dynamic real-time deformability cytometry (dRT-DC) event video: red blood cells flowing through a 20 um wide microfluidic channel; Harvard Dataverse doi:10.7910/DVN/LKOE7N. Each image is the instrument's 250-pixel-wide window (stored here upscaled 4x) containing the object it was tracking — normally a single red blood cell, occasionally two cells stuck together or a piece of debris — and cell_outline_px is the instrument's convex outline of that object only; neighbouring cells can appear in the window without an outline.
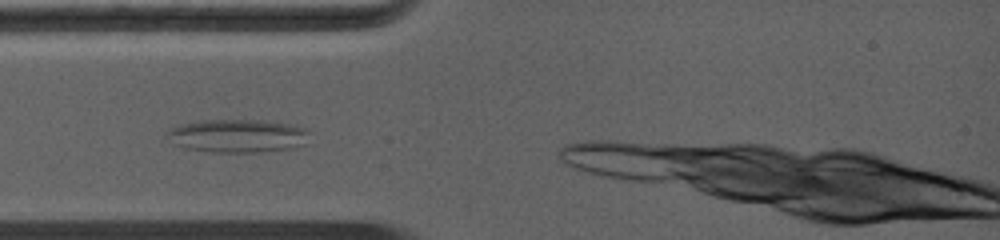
{"species": "common noctule bat (a hibernating species)", "species_latin": "Nyctalus noctula", "temperature_condition": "warm", "stored_images_in_passage": 4, "camera_frame_rate_fps": 5000, "um_per_image_px": 0.085, "animal": {"sex": "female", "body_mass_g": 19.0, "forearm_length_mm": 56.7}, "frame": {"image": 1, "passage_image": 2, "time_ms": 0.6, "image_size_px": [1000, 240], "cell_outline_px": [[304, 132], [300, 144], [288, 148], [260, 152], [212, 152], [184, 148], [172, 144], [168, 132], [172, 128], [204, 120], [244, 120], [280, 124], [300, 128]], "centroid_in_image_um": [20.01, 11.58], "position_along_channel_um": 65.0, "area_um2": 25.89}}